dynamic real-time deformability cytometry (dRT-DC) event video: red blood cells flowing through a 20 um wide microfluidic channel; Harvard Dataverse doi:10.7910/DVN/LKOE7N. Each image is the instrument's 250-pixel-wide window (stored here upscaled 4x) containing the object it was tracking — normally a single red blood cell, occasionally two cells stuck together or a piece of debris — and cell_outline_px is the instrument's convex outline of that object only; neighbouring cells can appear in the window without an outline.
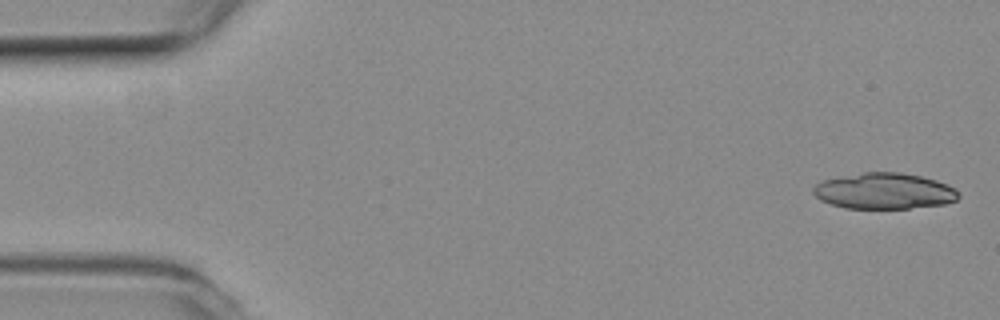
{"species": "common noctule bat (a hibernating species)", "species_latin": "Nyctalus noctula", "temperature_condition": "room temperature", "stored_images_in_passage": 12, "camera_frame_rate_fps": 3000, "um_per_image_px": 0.085, "animal": {"sex": "female", "body_mass_g": 19.3, "forearm_length_mm": 54.1}, "frame": {"image": 1, "passage_image": 1, "time_ms": 0.0, "image_size_px": [1000, 320], "cell_outline_px": [[960, 196], [956, 200], [944, 204], [908, 208], [844, 208], [820, 200], [812, 192], [812, 188], [816, 184], [824, 180], [864, 172], [900, 172], [920, 176], [936, 180], [948, 184], [956, 188]], "centroid_in_image_um": [75.18, 16.24], "position_along_channel_um": 9.8, "area_um2": 30.4}}